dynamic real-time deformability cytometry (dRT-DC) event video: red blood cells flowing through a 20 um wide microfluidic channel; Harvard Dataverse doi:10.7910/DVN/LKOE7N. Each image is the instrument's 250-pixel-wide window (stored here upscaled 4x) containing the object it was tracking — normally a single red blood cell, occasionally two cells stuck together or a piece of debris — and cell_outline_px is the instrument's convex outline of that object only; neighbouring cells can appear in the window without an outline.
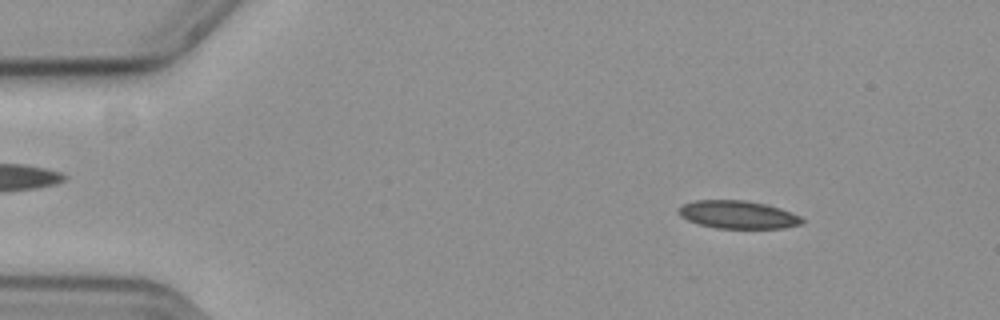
{"species": "common noctule bat (a hibernating species)", "species_latin": "Nyctalus noctula", "temperature_condition": "cold", "stored_images_in_passage": 30, "camera_frame_rate_fps": 3000, "um_per_image_px": 0.085, "animal": {"sex": "female", "body_mass_g": 19.3, "forearm_length_mm": 54.1}, "frame": {"image": 1, "passage_image": 7, "time_ms": 2.0, "image_size_px": [1000, 320], "cell_outline_px": [[804, 224], [784, 228], [716, 228], [700, 224], [688, 220], [680, 216], [680, 208], [684, 204], [696, 200], [744, 200], [768, 204], [792, 212], [800, 216], [804, 220]], "centroid_in_image_um": [62.79, 18.24], "position_along_channel_um": 22.2, "area_um2": 20.06}}
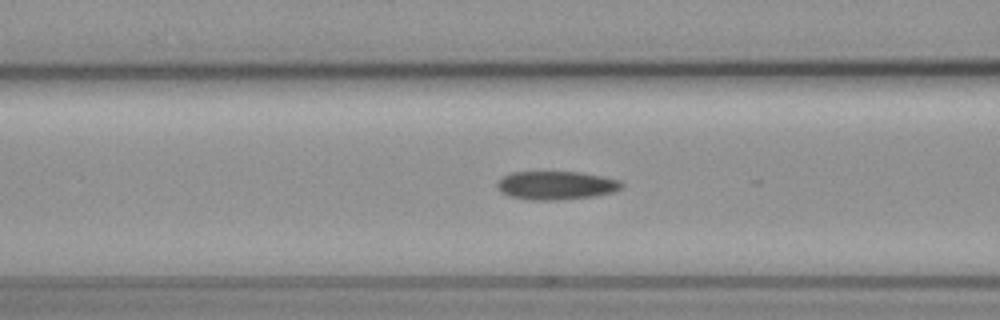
{"frame": {"image": 2, "passage_image": 22, "time_ms": 7.0, "image_size_px": [1000, 320], "cell_outline_px": [[624, 184], [620, 188], [612, 192], [596, 196], [556, 200], [528, 200], [508, 196], [500, 192], [496, 184], [504, 176], [512, 172], [580, 172], [620, 180]], "centroid_in_image_um": [47.25, 15.76], "position_along_channel_um": 119.4, "area_um2": 20.63}}
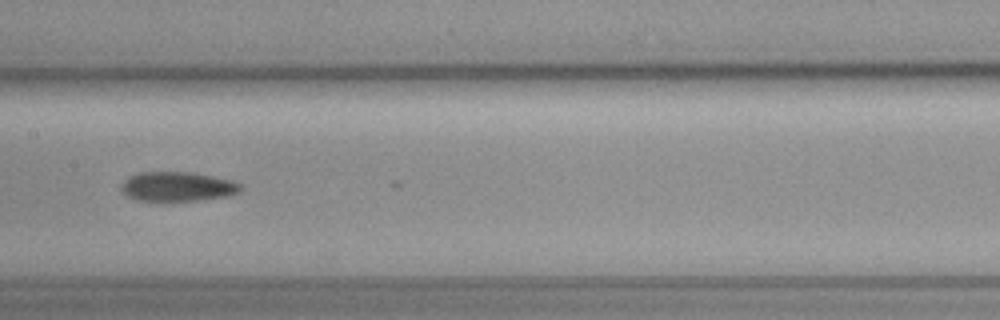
{"frame": {"image": 3, "passage_image": 28, "time_ms": 9.0, "image_size_px": [1000, 320], "cell_outline_px": [[240, 192], [228, 196], [200, 200], [168, 204], [156, 204], [136, 200], [120, 192], [120, 188], [124, 180], [128, 176], [140, 172], [192, 172], [232, 180], [240, 184]], "centroid_in_image_um": [15.01, 15.91], "position_along_channel_um": 192.4, "area_um2": 21.56}}